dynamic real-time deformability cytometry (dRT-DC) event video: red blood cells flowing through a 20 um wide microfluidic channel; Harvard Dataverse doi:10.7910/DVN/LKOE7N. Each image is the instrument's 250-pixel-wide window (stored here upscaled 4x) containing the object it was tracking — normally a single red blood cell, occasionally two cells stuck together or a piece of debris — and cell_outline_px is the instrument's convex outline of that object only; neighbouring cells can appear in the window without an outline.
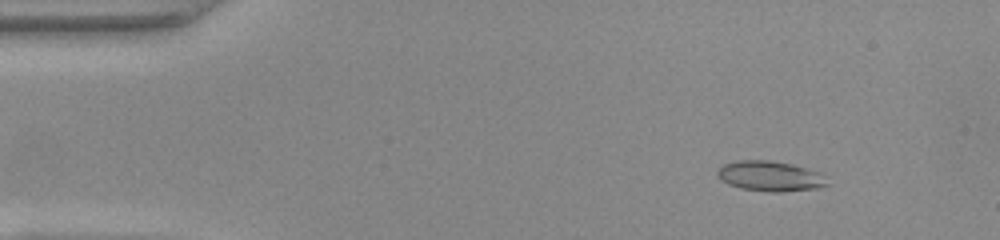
{"species": "common noctule bat (a hibernating species)", "species_latin": "Nyctalus noctula", "temperature_condition": "warm", "stored_images_in_passage": 52, "camera_frame_rate_fps": 3000, "um_per_image_px": 0.085, "animal": {"sex": "female", "body_mass_g": 22.0, "forearm_length_mm": 56.7}, "frame": {"image": 1, "passage_image": 6, "time_ms": 1.667, "image_size_px": [1000, 240], "cell_outline_px": [[828, 184], [816, 188], [780, 192], [772, 192], [740, 188], [728, 184], [716, 172], [724, 164], [736, 160], [768, 160], [792, 164], [816, 172]], "centroid_in_image_um": [65.39, 14.97], "position_along_channel_um": 19.6, "area_um2": 18.73}}
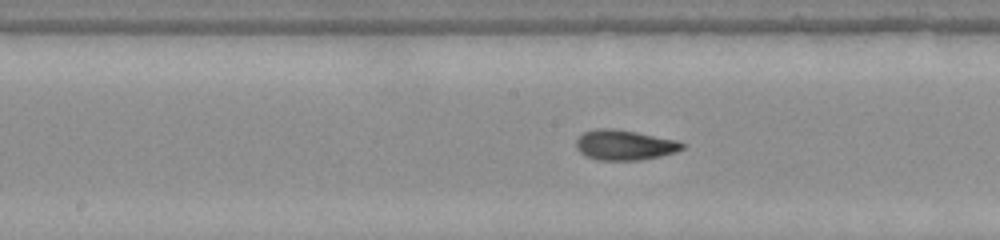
{"frame": {"image": 2, "passage_image": 26, "time_ms": 8.333, "image_size_px": [1000, 240], "cell_outline_px": [[684, 148], [676, 152], [660, 156], [640, 160], [596, 160], [580, 152], [576, 148], [576, 140], [584, 132], [596, 128], [612, 128], [636, 132], [676, 140], [684, 144]], "centroid_in_image_um": [53.07, 12.32], "position_along_channel_um": 195.1, "area_um2": 18.55}}
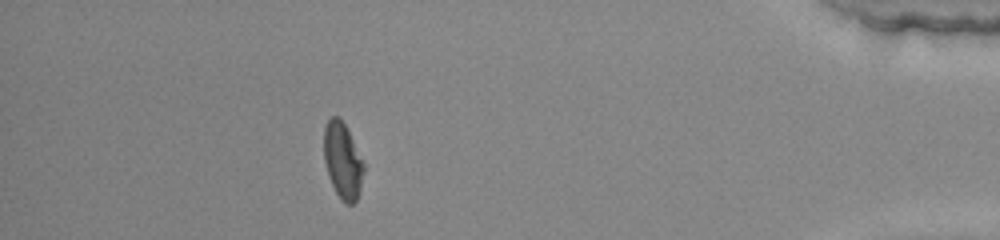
{"frame": {"image": 3, "passage_image": 46, "time_ms": 15.0, "image_size_px": [1000, 240], "cell_outline_px": [[364, 172], [360, 188], [356, 200], [352, 204], [344, 204], [340, 200], [328, 176], [324, 160], [324, 128], [328, 120], [332, 116], [340, 116], [364, 164]], "centroid_in_image_um": [29.11, 13.68], "position_along_channel_um": 406.1, "area_um2": 17.46}, "authors_computed_cell_mechanics": {"area_um2": 18.1203, "velocity_mm_per_s": 3.949, "shape_relaxation_time_tau1_ms": 8.7912, "shape_relaxation_time_tau2_ms": 1.4845, "deformation_change_tau1": 0.2234, "deformation_change_tau2": 0.0741}}